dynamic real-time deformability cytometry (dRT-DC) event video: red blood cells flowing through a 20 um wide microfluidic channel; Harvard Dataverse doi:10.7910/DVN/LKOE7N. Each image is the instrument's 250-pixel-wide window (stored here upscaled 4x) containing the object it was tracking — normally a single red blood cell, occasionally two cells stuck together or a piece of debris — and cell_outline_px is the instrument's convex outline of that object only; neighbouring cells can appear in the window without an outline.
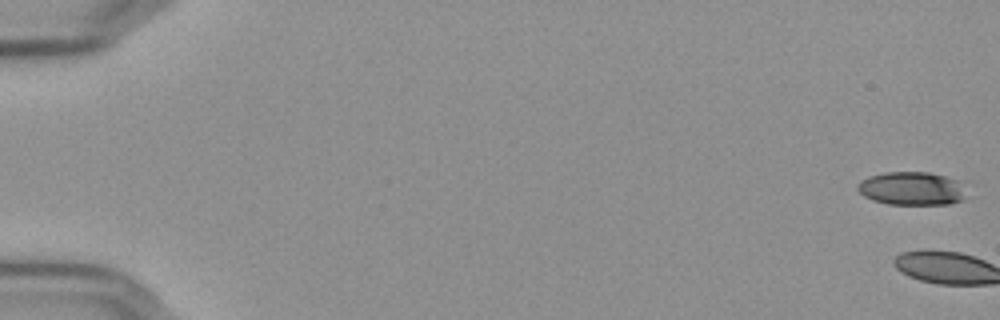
{"species": "Egyptian fruit bat (a non-hibernating species)", "species_latin": "Rousettus aegyptiacus", "temperature_condition": "cold", "stored_images_in_passage": 3, "camera_frame_rate_fps": 3000, "um_per_image_px": 0.085, "frame": {"image": 1, "passage_image": 1, "time_ms": 0.0, "image_size_px": [1000, 320], "cell_outline_px": [[964, 200], [948, 204], [888, 204], [872, 200], [864, 196], [856, 188], [860, 180], [868, 176], [884, 172], [928, 172], [964, 180]], "centroid_in_image_um": [77.53, 16.01], "position_along_channel_um": 7.5, "area_um2": 21.5}}